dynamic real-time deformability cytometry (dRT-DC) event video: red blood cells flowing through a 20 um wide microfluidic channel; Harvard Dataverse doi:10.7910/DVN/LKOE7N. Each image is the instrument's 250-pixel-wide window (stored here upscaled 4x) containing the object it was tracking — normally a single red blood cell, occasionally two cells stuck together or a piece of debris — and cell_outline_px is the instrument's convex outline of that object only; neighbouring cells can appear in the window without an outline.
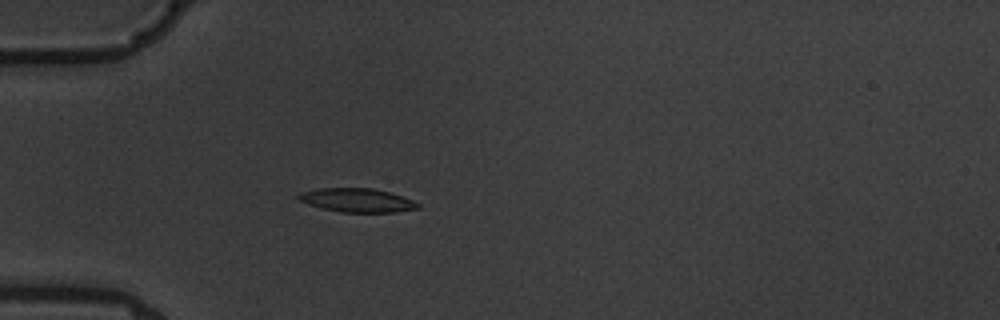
{"species": "common noctule bat (a hibernating species)", "species_latin": "Nyctalus noctula", "temperature_condition": "warm", "stored_images_in_passage": 5, "camera_frame_rate_fps": 3000, "um_per_image_px": 0.085, "animal": {"sex": "male", "body_mass_g": 19.5, "forearm_length_mm": 54.6}, "frame": {"image": 1, "passage_image": 5, "time_ms": 5.333, "image_size_px": [1000, 320], "cell_outline_px": [[420, 208], [396, 212], [340, 212], [308, 204], [296, 200], [296, 196], [300, 192], [316, 188], [372, 188], [388, 192], [412, 200], [420, 204]], "centroid_in_image_um": [30.3, 17.01], "position_along_channel_um": 54.7, "area_um2": 16.53}}